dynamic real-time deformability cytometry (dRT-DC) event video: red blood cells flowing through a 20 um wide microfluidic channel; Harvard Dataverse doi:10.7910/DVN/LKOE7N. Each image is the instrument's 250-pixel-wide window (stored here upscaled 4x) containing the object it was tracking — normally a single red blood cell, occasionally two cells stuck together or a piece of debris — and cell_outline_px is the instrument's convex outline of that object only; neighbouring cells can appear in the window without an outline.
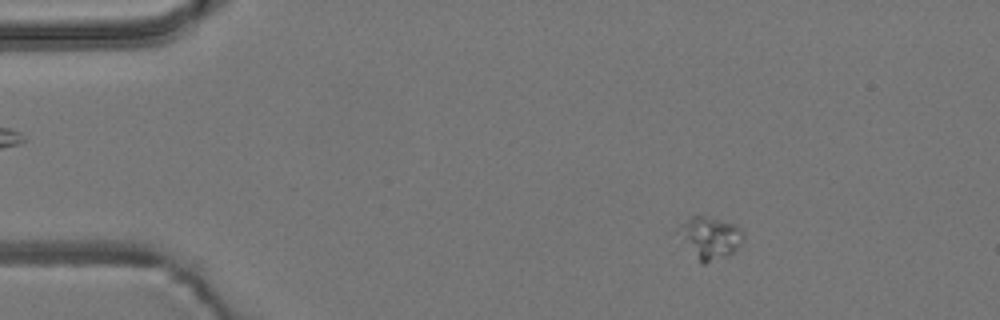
{"species": "common noctule bat (a hibernating species)", "species_latin": "Nyctalus noctula", "temperature_condition": "room temperature", "stored_images_in_passage": 5, "camera_frame_rate_fps": 3000, "um_per_image_px": 0.085, "animal": {"sex": "male", "body_mass_g": 19.2, "forearm_length_mm": 51.8}, "frame": {"image": 1, "passage_image": 2, "time_ms": 2.0, "image_size_px": [1000, 320], "cell_outline_px": [[744, 236], [736, 248], [728, 256], [704, 264], [700, 264], [672, 232], [680, 224], [692, 216], [708, 216], [736, 224], [744, 232]], "centroid_in_image_um": [60.25, 20.21], "position_along_channel_um": 24.8, "area_um2": 16.53}}
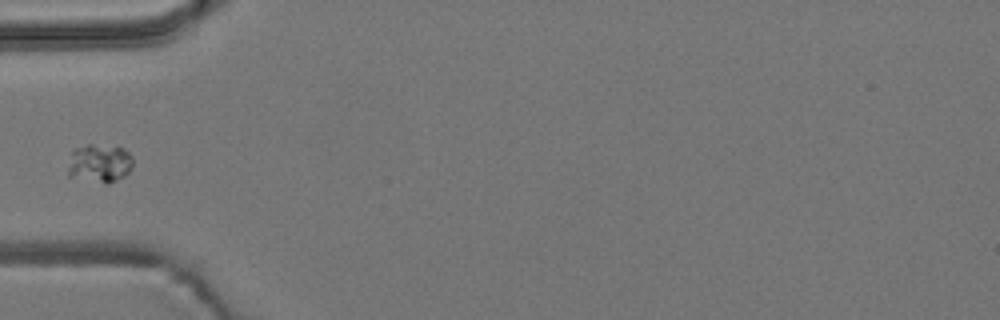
{"frame": {"image": 2, "passage_image": 5, "time_ms": 5.333, "image_size_px": [1000, 320], "cell_outline_px": [[132, 168], [124, 176], [108, 184], [68, 176], [68, 168], [72, 148], [88, 144], [92, 144], [124, 148], [132, 156]], "centroid_in_image_um": [8.45, 13.87], "position_along_channel_um": 76.6, "area_um2": 14.62}}